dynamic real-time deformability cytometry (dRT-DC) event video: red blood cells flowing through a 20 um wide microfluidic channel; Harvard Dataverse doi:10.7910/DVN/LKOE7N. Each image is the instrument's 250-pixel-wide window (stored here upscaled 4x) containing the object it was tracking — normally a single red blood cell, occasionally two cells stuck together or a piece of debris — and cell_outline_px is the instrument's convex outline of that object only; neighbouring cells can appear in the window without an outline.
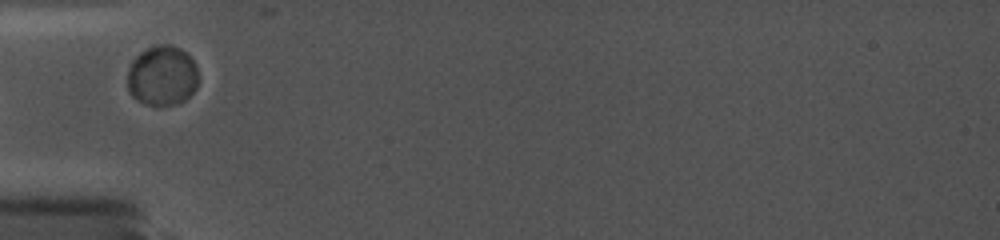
{"species": "common noctule bat (a hibernating species)", "species_latin": "Nyctalus noctula", "temperature_condition": "cold", "stored_images_in_passage": 21, "camera_frame_rate_fps": 5000, "um_per_image_px": 0.085, "animal": {"sex": "female", "body_mass_g": 19.0, "forearm_length_mm": 56.7}, "frame": {"image": 1, "passage_image": 1, "time_ms": 0.0, "image_size_px": [1000, 240], "cell_outline_px": [[196, 88], [184, 100], [176, 104], [148, 104], [136, 100], [132, 96], [128, 88], [128, 68], [132, 60], [140, 52], [148, 48], [160, 44], [172, 44], [188, 52], [196, 64]], "centroid_in_image_um": [13.78, 6.4], "position_along_channel_um": 71.2, "area_um2": 24.74}}